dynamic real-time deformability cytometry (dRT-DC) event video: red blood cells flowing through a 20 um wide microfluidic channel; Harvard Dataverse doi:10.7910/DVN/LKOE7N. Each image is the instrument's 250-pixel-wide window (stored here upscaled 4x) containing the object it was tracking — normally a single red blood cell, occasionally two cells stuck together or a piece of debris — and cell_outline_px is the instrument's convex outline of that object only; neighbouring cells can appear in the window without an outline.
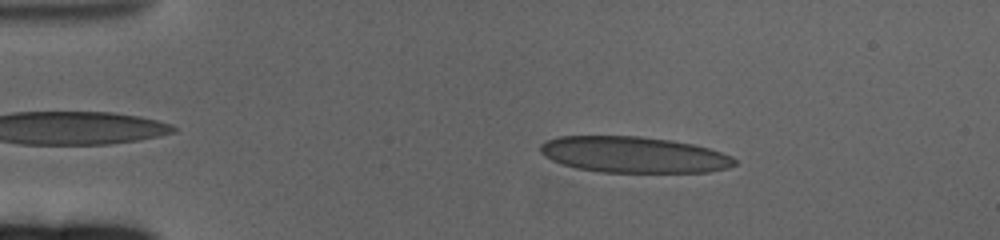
{"species": "human", "species_latin": "Homo sapiens", "temperature_condition": "cold", "stored_images_in_passage": 60, "camera_frame_rate_fps": 3000, "um_per_image_px": 0.085, "donor": {"sex": "female"}, "frame": {"image": 1, "passage_image": 10, "time_ms": 3.0, "image_size_px": [1000, 240], "cell_outline_px": [[736, 164], [728, 168], [708, 172], [600, 172], [576, 168], [552, 160], [544, 156], [540, 152], [540, 144], [544, 140], [560, 136], [640, 136], [672, 140], [692, 144], [708, 148], [732, 156], [736, 160]], "centroid_in_image_um": [53.84, 13.14], "position_along_channel_um": 31.2, "area_um2": 40.98}}
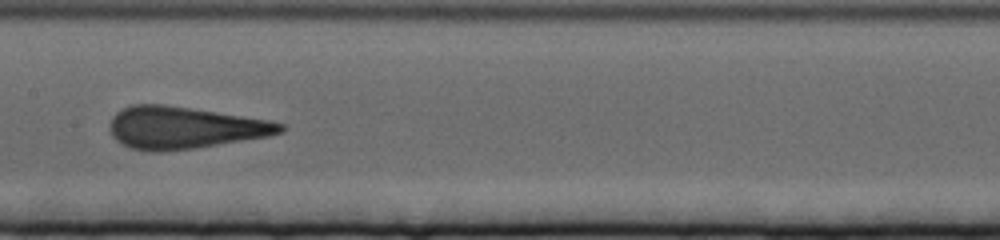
{"frame": {"image": 2, "passage_image": 30, "time_ms": 9.667, "image_size_px": [1000, 240], "cell_outline_px": [[284, 132], [268, 136], [196, 148], [160, 152], [148, 152], [132, 148], [116, 140], [112, 136], [112, 116], [116, 112], [132, 104], [164, 104], [268, 120], [284, 124]], "centroid_in_image_um": [15.67, 10.86], "position_along_channel_um": 191.7, "area_um2": 41.44}}
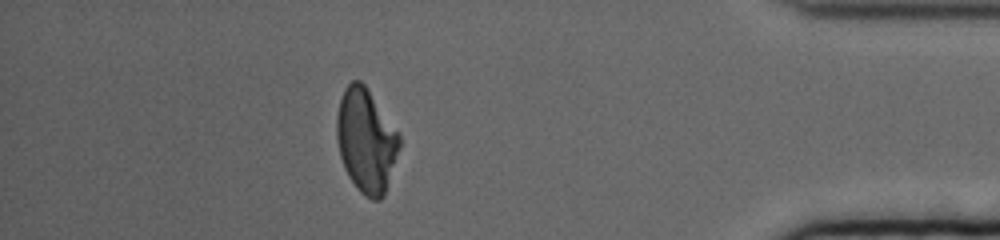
{"frame": {"image": 3, "passage_image": 53, "time_ms": 17.333, "image_size_px": [1000, 240], "cell_outline_px": [[400, 148], [384, 196], [380, 200], [372, 200], [364, 196], [356, 188], [348, 176], [344, 168], [340, 156], [336, 136], [336, 116], [340, 100], [344, 88], [352, 80], [360, 80], [364, 84], [400, 136]], "centroid_in_image_um": [31.1, 11.98], "position_along_channel_um": 404.1, "area_um2": 37.8}, "authors_computed_cell_mechanics": {"area_um2": 40.8646, "velocity_mm_per_s": 3.2819, "shape_relaxation_time_tau1_ms": 7.9023, "shape_relaxation_time_tau2_ms": 0.8168, "deformation_change_tau1": 0.2158, "deformation_change_tau2": 0.0924}}